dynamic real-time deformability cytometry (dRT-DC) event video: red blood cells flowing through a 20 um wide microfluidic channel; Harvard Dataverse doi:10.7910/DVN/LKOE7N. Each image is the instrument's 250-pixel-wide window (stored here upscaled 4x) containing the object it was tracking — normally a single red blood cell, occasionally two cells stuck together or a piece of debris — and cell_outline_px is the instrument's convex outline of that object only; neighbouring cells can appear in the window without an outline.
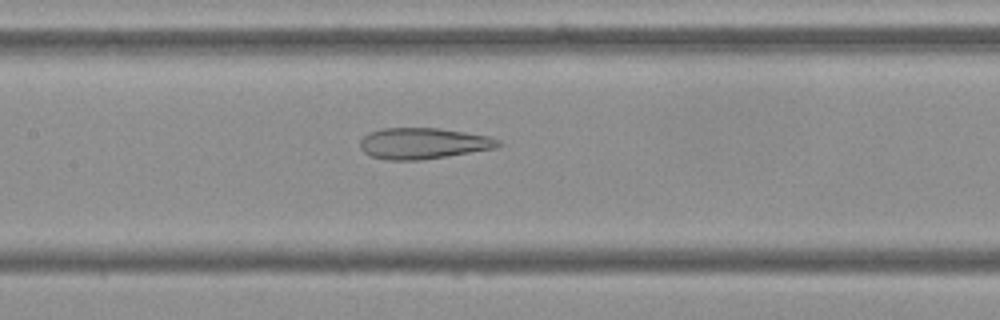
{"species": "Egyptian fruit bat (a non-hibernating species)", "species_latin": "Rousettus aegyptiacus", "temperature_condition": "cold", "stored_images_in_passage": 54, "camera_frame_rate_fps": 3000, "um_per_image_px": 0.085, "frame": {"image": 1, "passage_image": 25, "time_ms": 8.0, "image_size_px": [1000, 320], "cell_outline_px": [[504, 144], [496, 148], [420, 160], [388, 160], [372, 156], [364, 152], [360, 148], [360, 140], [368, 132], [380, 128], [440, 128], [488, 136], [500, 140]], "centroid_in_image_um": [35.96, 12.18], "position_along_channel_um": 171.4, "area_um2": 25.03}}
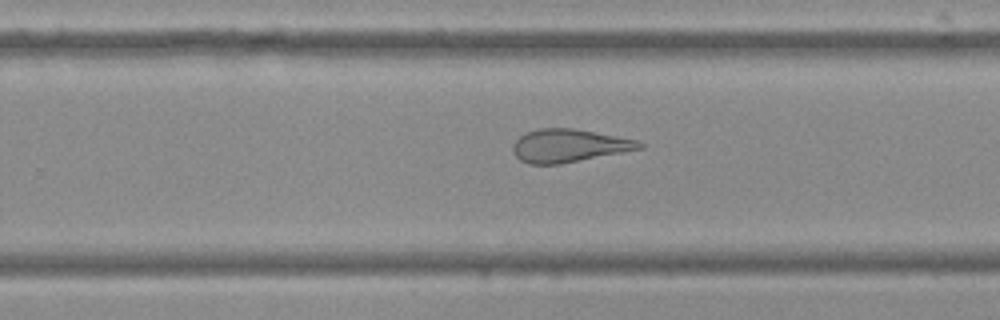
{"frame": {"image": 2, "passage_image": 34, "time_ms": 11.0, "image_size_px": [1000, 320], "cell_outline_px": [[644, 148], [560, 164], [528, 164], [520, 160], [512, 152], [512, 144], [524, 132], [540, 128], [572, 128], [636, 140], [644, 144]], "centroid_in_image_um": [48.3, 12.38], "position_along_channel_um": 281.5, "area_um2": 24.22}}
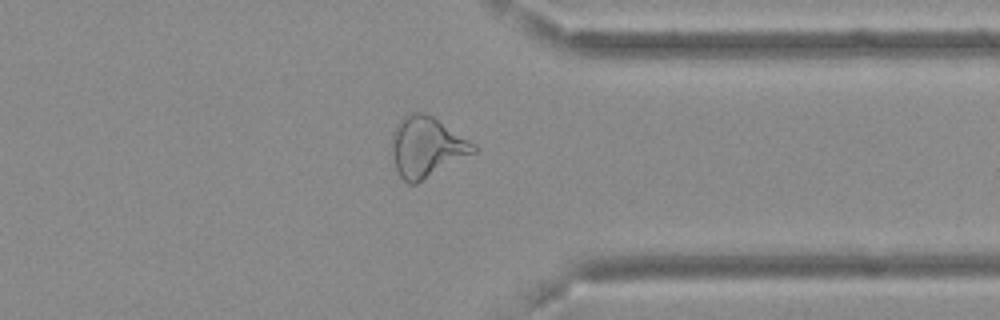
{"frame": {"image": 3, "passage_image": 42, "time_ms": 13.667, "image_size_px": [1000, 320], "cell_outline_px": [[480, 148], [476, 152], [416, 184], [408, 184], [400, 176], [396, 168], [392, 152], [392, 132], [396, 124], [404, 116], [412, 112], [424, 112], [432, 116], [476, 144]], "centroid_in_image_um": [36.27, 12.49], "position_along_channel_um": 375.1, "area_um2": 28.73}, "authors_computed_cell_mechanics": {"area_um2": 29.7092, "velocity_mm_per_s": 3.6792, "shape_relaxation_time_tau1_ms": null, "shape_relaxation_time_tau2_ms": 2.7589, "deformation_change_tau1": null, "deformation_change_tau2": 0.1436}}